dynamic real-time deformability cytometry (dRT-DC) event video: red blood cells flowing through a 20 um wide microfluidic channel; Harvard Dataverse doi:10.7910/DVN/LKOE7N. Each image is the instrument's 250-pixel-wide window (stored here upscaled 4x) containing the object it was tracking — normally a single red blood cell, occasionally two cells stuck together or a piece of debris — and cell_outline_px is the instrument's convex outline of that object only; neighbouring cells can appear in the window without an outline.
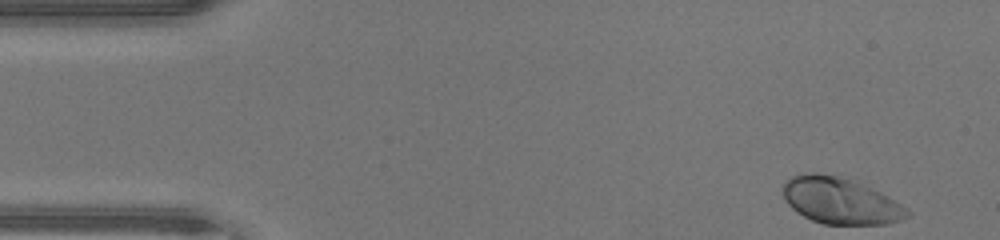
{"species": "human", "species_latin": "Homo sapiens", "temperature_condition": "warm", "stored_images_in_passage": 44, "camera_frame_rate_fps": 3000, "um_per_image_px": 0.085, "donor": {"sex": "male"}, "frame": {"image": 1, "passage_image": 1, "time_ms": 0.0, "image_size_px": [1000, 240], "cell_outline_px": [[912, 212], [908, 216], [900, 220], [888, 224], [824, 224], [812, 220], [796, 212], [788, 204], [784, 196], [784, 184], [792, 176], [804, 172], [816, 172], [836, 176], [848, 180], [880, 192], [908, 208]], "centroid_in_image_um": [71.43, 17.08], "position_along_channel_um": 13.6, "area_um2": 33.12}}
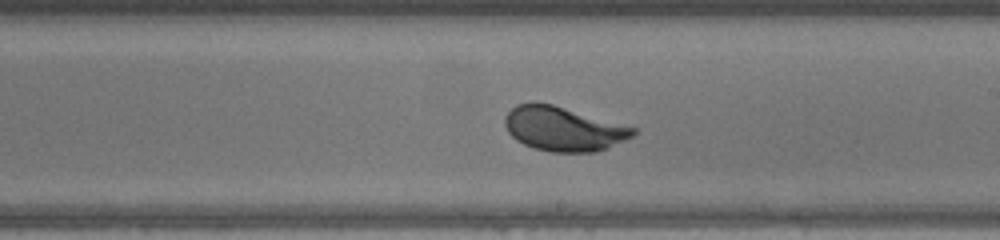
{"frame": {"image": 2, "passage_image": 24, "time_ms": 7.667, "image_size_px": [1000, 240], "cell_outline_px": [[636, 132], [632, 136], [608, 148], [596, 152], [552, 152], [536, 148], [524, 144], [516, 140], [508, 132], [504, 124], [504, 116], [516, 104], [536, 100], [552, 104], [636, 128]], "centroid_in_image_um": [47.84, 10.93], "position_along_channel_um": 241.2, "area_um2": 33.12}}
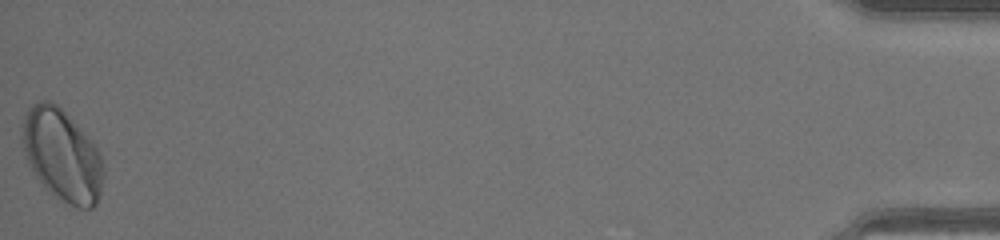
{"frame": {"image": 3, "passage_image": 44, "time_ms": 14.333, "image_size_px": [1000, 240], "cell_outline_px": [[104, 176], [100, 192], [96, 204], [92, 208], [76, 208], [68, 204], [44, 188], [36, 176], [28, 160], [24, 148], [24, 120], [28, 108], [32, 104], [40, 100], [52, 100], [72, 120], [96, 148], [100, 156], [104, 168]], "centroid_in_image_um": [5.3, 13.22], "position_along_channel_um": 429.9, "area_um2": 42.48}, "authors_computed_cell_mechanics": {"area_um2": 32.8593, "velocity_mm_per_s": 4.4578, "shape_relaxation_time_tau1_ms": 1.6625, "shape_relaxation_time_tau2_ms": null, "deformation_change_tau1": 0.1341, "deformation_change_tau2": null}}